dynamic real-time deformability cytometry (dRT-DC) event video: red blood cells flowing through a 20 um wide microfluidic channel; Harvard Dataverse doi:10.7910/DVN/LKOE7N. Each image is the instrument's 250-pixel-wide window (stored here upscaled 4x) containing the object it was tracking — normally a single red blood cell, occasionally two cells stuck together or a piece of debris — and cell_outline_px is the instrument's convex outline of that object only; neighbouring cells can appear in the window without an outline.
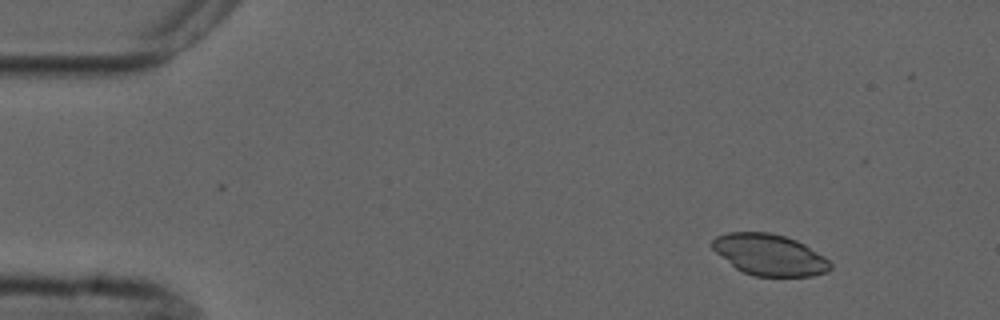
{"species": "common noctule bat (a hibernating species)", "species_latin": "Nyctalus noctula", "temperature_condition": "cold", "stored_images_in_passage": 4, "camera_frame_rate_fps": 3000, "um_per_image_px": 0.085, "animal": {"sex": "male", "forearm_length_mm": 52.5}, "frame": {"image": 1, "passage_image": 1, "time_ms": 0.0, "image_size_px": [1000, 320], "cell_outline_px": [[832, 268], [828, 272], [812, 276], [756, 276], [744, 272], [736, 268], [716, 252], [712, 248], [712, 240], [716, 236], [728, 232], [768, 232], [784, 236], [796, 240], [804, 244], [824, 256], [832, 264]], "centroid_in_image_um": [65.43, 21.65], "position_along_channel_um": 19.6, "area_um2": 28.26}}